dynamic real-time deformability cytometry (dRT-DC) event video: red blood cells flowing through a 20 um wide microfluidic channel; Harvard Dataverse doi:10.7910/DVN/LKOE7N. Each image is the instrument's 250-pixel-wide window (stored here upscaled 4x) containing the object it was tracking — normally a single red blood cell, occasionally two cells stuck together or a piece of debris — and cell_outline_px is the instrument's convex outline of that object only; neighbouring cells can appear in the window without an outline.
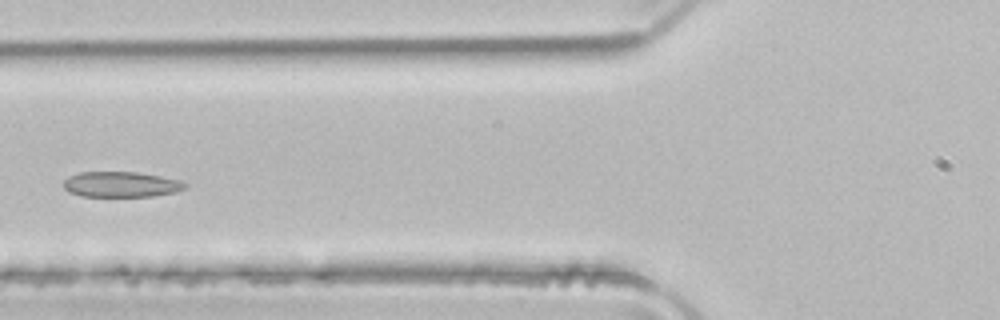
{"species": "common noctule bat (a hibernating species)", "species_latin": "Nyctalus noctula", "temperature_condition": "room temperature", "stored_images_in_passage": 2, "camera_frame_rate_fps": 3000, "um_per_image_px": 0.085, "animal": {"sex": "male", "body_mass_g": 21.5, "forearm_length_mm": 52.0}, "frame": {"image": 1, "passage_image": 2, "time_ms": 0.333, "image_size_px": [1000, 320], "cell_outline_px": [[188, 184], [184, 188], [176, 192], [152, 196], [84, 196], [68, 192], [64, 188], [64, 180], [68, 176], [80, 172], [136, 172], [160, 176], [176, 180]], "centroid_in_image_um": [10.25, 15.67], "position_along_channel_um": 115.5, "area_um2": 17.86}}